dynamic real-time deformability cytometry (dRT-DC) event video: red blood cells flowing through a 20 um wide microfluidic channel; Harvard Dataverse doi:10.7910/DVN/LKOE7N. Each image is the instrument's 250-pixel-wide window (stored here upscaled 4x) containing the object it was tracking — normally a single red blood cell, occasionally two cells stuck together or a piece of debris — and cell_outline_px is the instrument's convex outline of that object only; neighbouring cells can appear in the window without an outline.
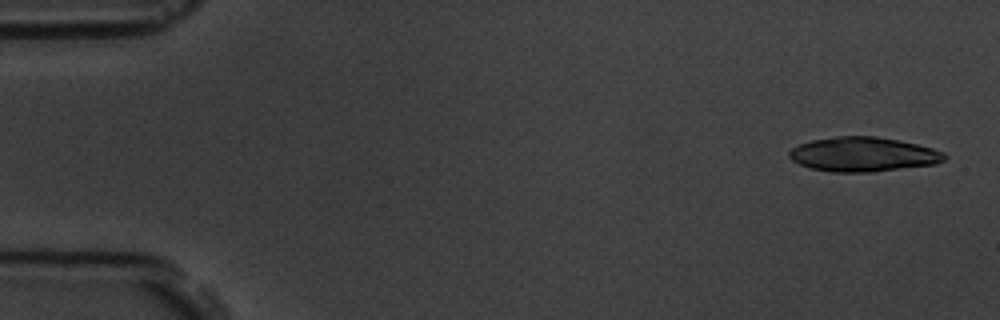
{"species": "common noctule bat (a hibernating species)", "species_latin": "Nyctalus noctula", "temperature_condition": "room temperature", "stored_images_in_passage": 6, "segment_of_instrument_passage": [1, 2], "camera_frame_rate_fps": 3000, "um_per_image_px": 0.085, "animal": {"sex": "male", "body_mass_g": 19.5, "forearm_length_mm": 54.6}, "frame": {"image": 1, "passage_image": 1, "time_ms": 0.0, "image_size_px": [1000, 320], "cell_outline_px": [[948, 156], [944, 160], [936, 164], [872, 172], [832, 172], [808, 168], [792, 160], [788, 156], [788, 152], [792, 148], [800, 144], [812, 140], [836, 136], [876, 136], [900, 140], [932, 148], [944, 152]], "centroid_in_image_um": [73.37, 13.12], "position_along_channel_um": 11.6, "area_um2": 31.33}}